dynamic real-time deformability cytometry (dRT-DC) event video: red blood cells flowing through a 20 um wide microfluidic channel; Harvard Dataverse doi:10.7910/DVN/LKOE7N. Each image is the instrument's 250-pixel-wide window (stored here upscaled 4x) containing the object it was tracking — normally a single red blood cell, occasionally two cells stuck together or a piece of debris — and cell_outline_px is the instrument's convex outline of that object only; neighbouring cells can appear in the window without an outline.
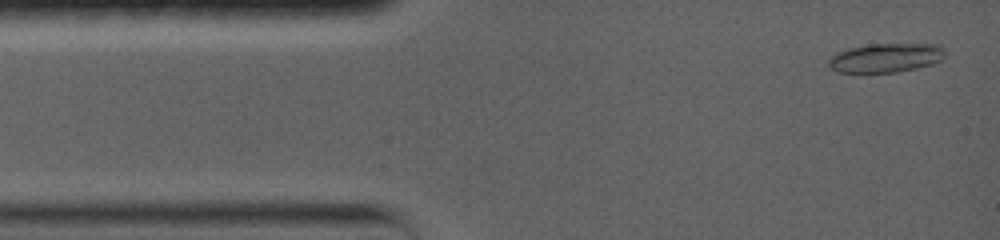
{"species": "common noctule bat (a hibernating species)", "species_latin": "Nyctalus noctula", "temperature_condition": "warm", "stored_images_in_passage": 13, "camera_frame_rate_fps": 5000, "um_per_image_px": 0.085, "animal": {"sex": "female", "body_mass_g": 19.0, "forearm_length_mm": 56.7}, "frame": {"image": 1, "passage_image": 2, "time_ms": 0.4, "image_size_px": [1000, 240], "cell_outline_px": [[944, 56], [940, 60], [932, 64], [916, 68], [896, 72], [840, 72], [832, 68], [828, 64], [828, 60], [836, 52], [848, 48], [868, 44], [940, 44], [944, 48]], "centroid_in_image_um": [75.3, 4.9], "position_along_channel_um": 9.7, "area_um2": 19.65}}
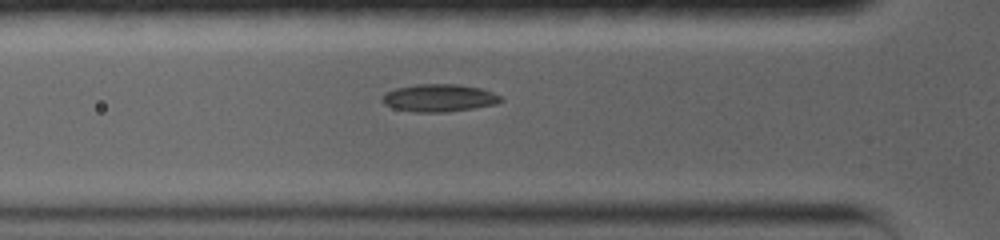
{"frame": {"image": 2, "passage_image": 11, "time_ms": 4.2, "image_size_px": [1000, 240], "cell_outline_px": [[504, 100], [496, 104], [472, 108], [444, 112], [416, 112], [392, 108], [384, 104], [380, 100], [380, 96], [396, 88], [416, 84], [460, 84], [480, 88], [492, 92], [500, 96]], "centroid_in_image_um": [37.29, 8.32], "position_along_channel_um": 88.5, "area_um2": 19.07}}
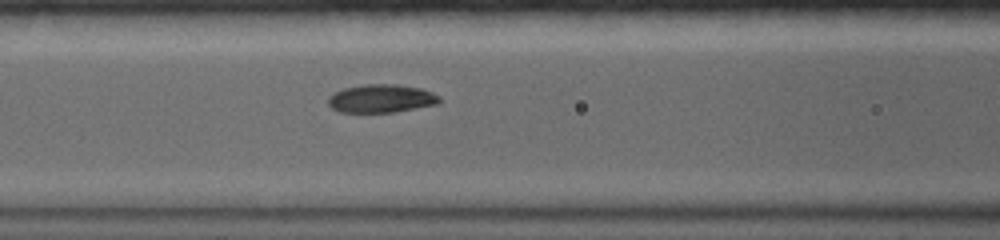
{"frame": {"image": 3, "passage_image": 13, "time_ms": 5.4, "image_size_px": [1000, 240], "cell_outline_px": [[440, 104], [392, 112], [340, 112], [332, 108], [328, 104], [328, 96], [344, 88], [364, 84], [396, 84], [420, 88], [432, 92], [440, 96]], "centroid_in_image_um": [32.42, 8.37], "position_along_channel_um": 134.2, "area_um2": 18.32}}